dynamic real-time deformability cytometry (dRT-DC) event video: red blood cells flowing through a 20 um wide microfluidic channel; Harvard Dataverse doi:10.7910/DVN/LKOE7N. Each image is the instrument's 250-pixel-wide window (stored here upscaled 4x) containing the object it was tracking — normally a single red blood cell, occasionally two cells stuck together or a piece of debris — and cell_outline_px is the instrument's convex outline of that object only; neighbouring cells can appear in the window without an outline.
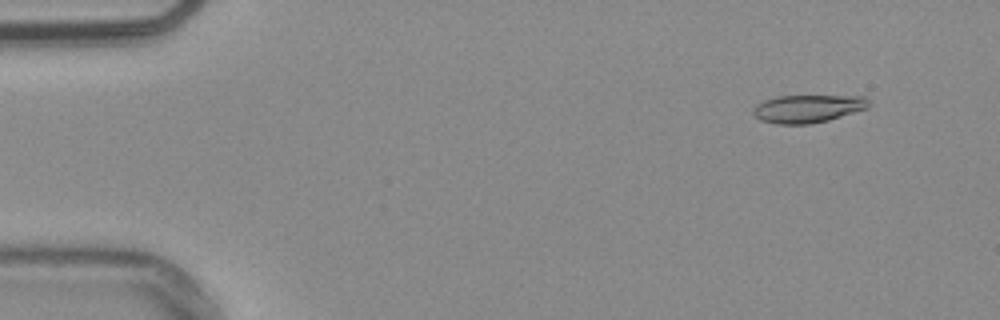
{"species": "common noctule bat (a hibernating species)", "species_latin": "Nyctalus noctula", "temperature_condition": "warm", "stored_images_in_passage": 54, "camera_frame_rate_fps": 3000, "um_per_image_px": 0.085, "animal": {"sex": "male", "body_mass_g": 20.4}, "frame": {"image": 1, "passage_image": 5, "time_ms": 1.333, "image_size_px": [1000, 320], "cell_outline_px": [[872, 104], [868, 108], [828, 120], [812, 124], [776, 124], [760, 120], [752, 112], [752, 108], [756, 104], [764, 100], [776, 96], [864, 96]], "centroid_in_image_um": [68.65, 9.23], "position_along_channel_um": 16.3, "area_um2": 18.9}}
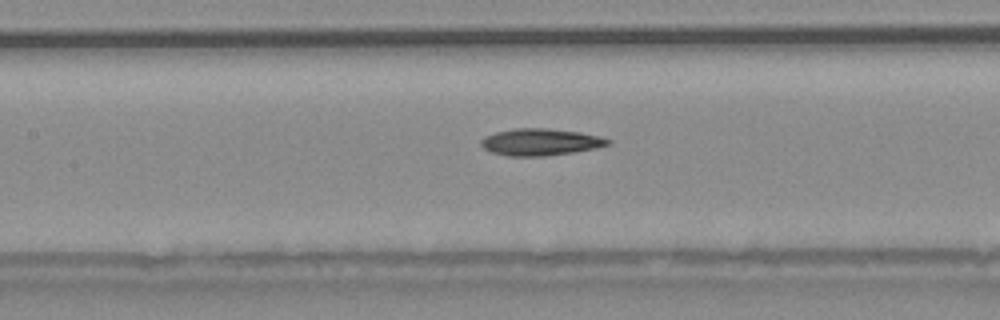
{"frame": {"image": 2, "passage_image": 25, "time_ms": 8.0, "image_size_px": [1000, 320], "cell_outline_px": [[612, 144], [596, 148], [572, 152], [544, 156], [508, 156], [492, 152], [484, 148], [480, 144], [480, 140], [484, 136], [496, 132], [516, 128], [548, 128], [580, 132], [600, 136], [612, 140]], "centroid_in_image_um": [45.95, 12.07], "position_along_channel_um": 161.4, "area_um2": 19.94}}
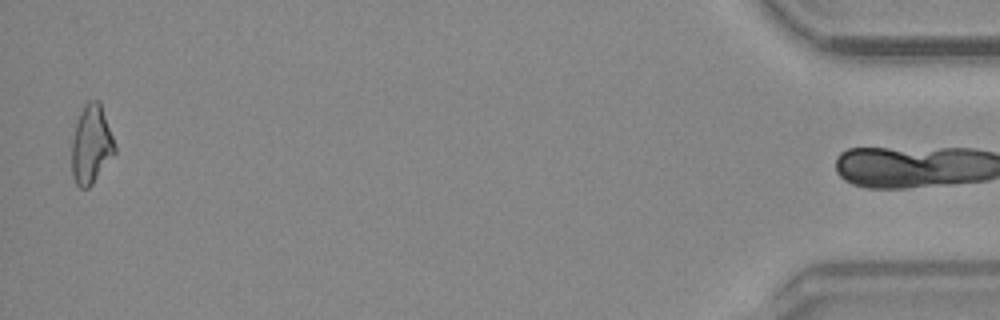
{"frame": {"image": 3, "passage_image": 53, "time_ms": 17.333, "image_size_px": [1000, 320], "cell_outline_px": [[116, 152], [92, 184], [88, 188], [80, 188], [76, 184], [72, 176], [72, 140], [76, 120], [84, 104], [88, 100], [100, 100], [116, 144]], "centroid_in_image_um": [7.76, 12.25], "position_along_channel_um": 427.4, "area_um2": 20.0}}